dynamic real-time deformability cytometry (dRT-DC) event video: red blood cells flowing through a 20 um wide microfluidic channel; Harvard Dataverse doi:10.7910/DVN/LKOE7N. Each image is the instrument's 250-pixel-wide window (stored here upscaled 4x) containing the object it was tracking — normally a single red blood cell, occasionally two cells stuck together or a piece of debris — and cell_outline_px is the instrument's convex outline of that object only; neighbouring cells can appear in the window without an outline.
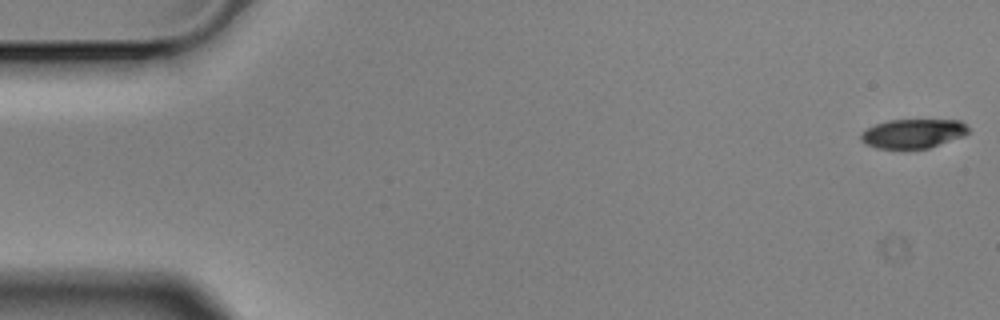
{"species": "Egyptian fruit bat (a non-hibernating species)", "species_latin": "Rousettus aegyptiacus", "temperature_condition": "cold", "stored_images_in_passage": 4, "camera_frame_rate_fps": 3000, "um_per_image_px": 0.085, "animal": {"sex": "male"}, "frame": {"image": 1, "passage_image": 1, "time_ms": 0.0, "image_size_px": [1000, 320], "cell_outline_px": [[968, 132], [964, 136], [928, 148], [876, 148], [860, 140], [860, 136], [868, 128], [876, 124], [888, 120], [960, 120], [968, 128]], "centroid_in_image_um": [77.62, 11.34], "position_along_channel_um": 7.4, "area_um2": 17.98}}
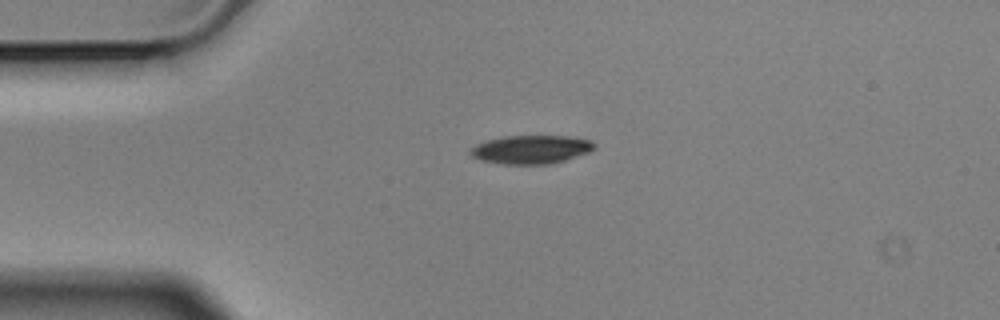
{"frame": {"image": 2, "passage_image": 4, "time_ms": 1.0, "image_size_px": [1000, 320], "cell_outline_px": [[596, 148], [588, 152], [552, 164], [500, 164], [480, 160], [472, 156], [468, 152], [476, 144], [488, 140], [504, 136], [568, 136], [592, 140], [596, 144]], "centroid_in_image_um": [45.14, 12.7], "position_along_channel_um": 39.9, "area_um2": 20.63}}